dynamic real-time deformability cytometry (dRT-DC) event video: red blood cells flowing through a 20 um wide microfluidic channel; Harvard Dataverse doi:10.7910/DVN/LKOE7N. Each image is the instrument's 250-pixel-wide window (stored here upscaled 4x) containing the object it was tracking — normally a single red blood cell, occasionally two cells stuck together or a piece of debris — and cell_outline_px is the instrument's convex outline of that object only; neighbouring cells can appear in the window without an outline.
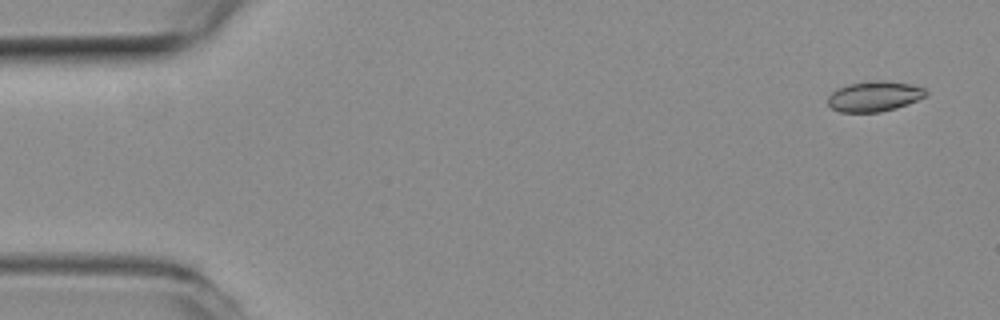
{"species": "common noctule bat (a hibernating species)", "species_latin": "Nyctalus noctula", "temperature_condition": "room temperature", "stored_images_in_passage": 52, "camera_frame_rate_fps": 3000, "um_per_image_px": 0.085, "animal": {"sex": "female", "body_mass_g": 19.3, "forearm_length_mm": 54.1}, "frame": {"image": 1, "passage_image": 3, "time_ms": 0.667, "image_size_px": [1000, 320], "cell_outline_px": [[928, 92], [924, 96], [908, 104], [896, 108], [880, 112], [840, 112], [832, 108], [828, 104], [828, 96], [836, 88], [848, 84], [876, 80], [884, 80], [912, 84], [924, 88]], "centroid_in_image_um": [74.3, 8.18], "position_along_channel_um": 10.7, "area_um2": 17.34}}
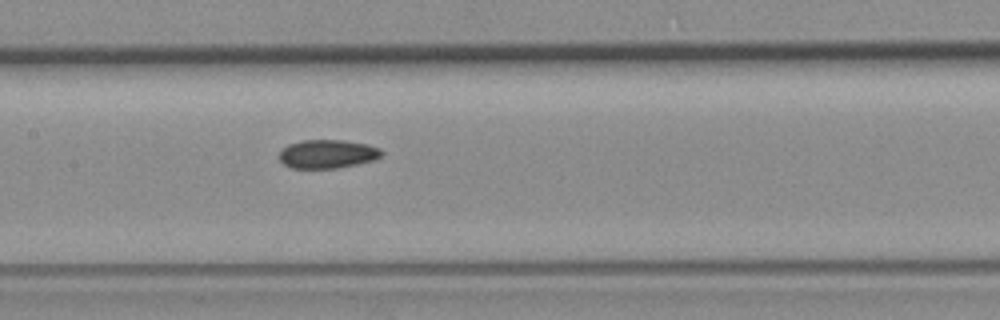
{"frame": {"image": 2, "passage_image": 27, "time_ms": 8.667, "image_size_px": [1000, 320], "cell_outline_px": [[384, 152], [376, 160], [336, 168], [292, 168], [284, 164], [280, 160], [280, 148], [288, 144], [304, 140], [340, 140], [368, 144], [380, 148]], "centroid_in_image_um": [27.84, 13.08], "position_along_channel_um": 179.6, "area_um2": 17.11}}
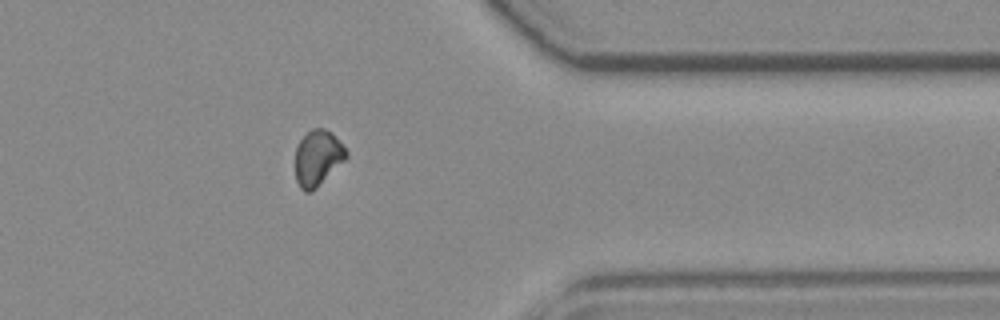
{"frame": {"image": 3, "passage_image": 45, "time_ms": 14.667, "image_size_px": [1000, 320], "cell_outline_px": [[348, 156], [312, 192], [304, 192], [300, 188], [296, 180], [296, 148], [300, 140], [312, 128], [324, 128], [332, 132], [348, 152]], "centroid_in_image_um": [27.0, 13.42], "position_along_channel_um": 384.4, "area_um2": 16.36}, "authors_computed_cell_mechanics": {"area_um2": 17.2244, "velocity_mm_per_s": 3.6804, "shape_relaxation_time_tau1_ms": 8.7038, "shape_relaxation_time_tau2_ms": null, "deformation_change_tau1": 0.1297, "deformation_change_tau2": null}}